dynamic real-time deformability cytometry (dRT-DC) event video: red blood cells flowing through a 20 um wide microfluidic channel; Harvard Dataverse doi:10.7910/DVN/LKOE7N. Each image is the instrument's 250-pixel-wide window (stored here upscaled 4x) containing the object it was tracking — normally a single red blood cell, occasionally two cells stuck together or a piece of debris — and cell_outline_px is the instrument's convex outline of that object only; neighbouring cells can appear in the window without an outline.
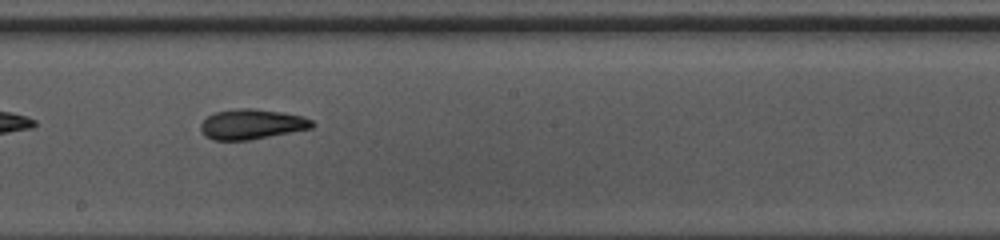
{"species": "common noctule bat (a hibernating species)", "species_latin": "Nyctalus noctula", "temperature_condition": "warm", "stored_images_in_passage": 39, "camera_frame_rate_fps": 3000, "um_per_image_px": 0.085, "animal": {"sex": "female", "body_mass_g": 10.0, "forearm_length_mm": 53.1}, "frame": {"image": 1, "passage_image": 17, "time_ms": 5.333, "image_size_px": [1000, 240], "cell_outline_px": [[316, 124], [312, 128], [248, 140], [212, 140], [204, 136], [200, 128], [200, 124], [212, 112], [236, 108], [256, 108], [304, 116], [312, 120]], "centroid_in_image_um": [21.38, 10.55], "position_along_channel_um": 226.8, "area_um2": 19.71}}
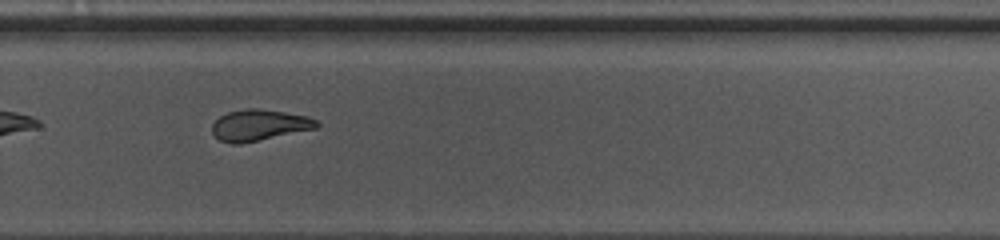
{"frame": {"image": 2, "passage_image": 23, "time_ms": 7.333, "image_size_px": [1000, 240], "cell_outline_px": [[320, 124], [316, 128], [240, 144], [232, 144], [220, 140], [212, 132], [212, 124], [220, 116], [228, 112], [248, 108], [256, 108], [284, 112], [308, 116], [316, 120]], "centroid_in_image_um": [22.02, 10.63], "position_along_channel_um": 307.8, "area_um2": 18.79}}
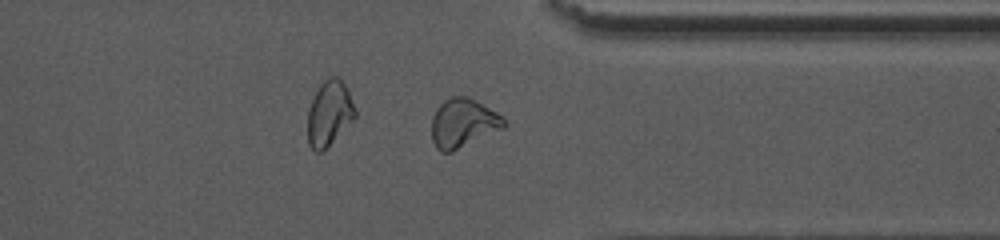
{"frame": {"image": 3, "passage_image": 28, "time_ms": 9.0, "image_size_px": [1000, 240], "cell_outline_px": [[508, 124], [504, 128], [452, 152], [440, 152], [436, 148], [432, 140], [432, 116], [436, 108], [444, 100], [452, 96], [468, 96], [504, 116]], "centroid_in_image_um": [39.38, 10.46], "position_along_channel_um": 372.0, "area_um2": 20.87}, "authors_computed_cell_mechanics": {"area_um2": 19.8254, "velocity_mm_per_s": 4.0728, "shape_relaxation_time_tau1_ms": 4.7717, "shape_relaxation_time_tau2_ms": 2.6247, "deformation_change_tau1": 0.1763, "deformation_change_tau2": 0.0909}}